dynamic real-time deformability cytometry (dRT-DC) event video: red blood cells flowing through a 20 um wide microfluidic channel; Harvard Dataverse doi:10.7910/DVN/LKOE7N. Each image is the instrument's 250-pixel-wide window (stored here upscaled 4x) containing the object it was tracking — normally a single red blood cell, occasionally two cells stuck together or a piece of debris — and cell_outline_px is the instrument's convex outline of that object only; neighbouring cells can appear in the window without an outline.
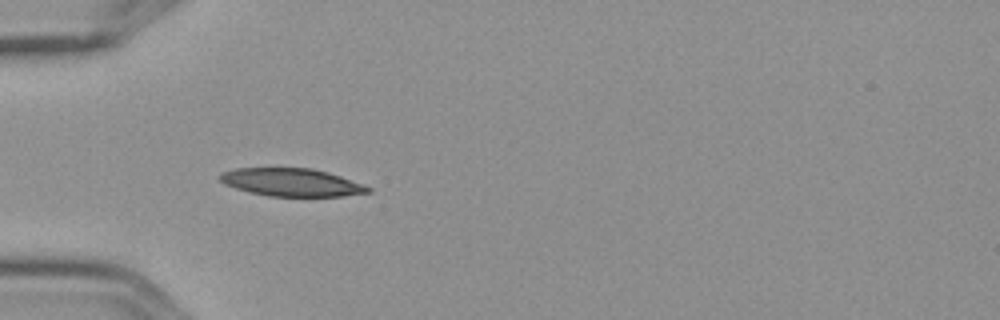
{"species": "Egyptian fruit bat (a non-hibernating species)", "species_latin": "Rousettus aegyptiacus", "temperature_condition": "cold", "stored_images_in_passage": 6, "camera_frame_rate_fps": 3000, "um_per_image_px": 0.085, "frame": {"image": 1, "passage_image": 5, "time_ms": 1.333, "image_size_px": [1000, 320], "cell_outline_px": [[372, 192], [344, 196], [268, 196], [248, 192], [224, 184], [220, 180], [220, 172], [236, 168], [312, 168], [328, 172], [364, 184], [372, 188]], "centroid_in_image_um": [24.8, 15.5], "position_along_channel_um": 60.2, "area_um2": 24.16}}
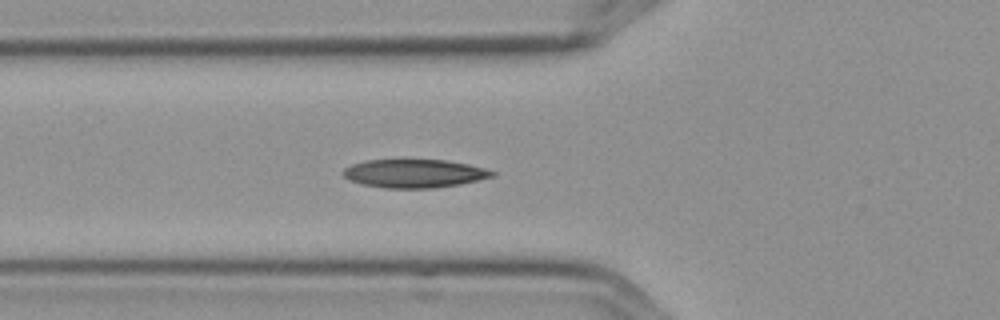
{"frame": {"image": 2, "passage_image": 6, "time_ms": 1.667, "image_size_px": [1000, 320], "cell_outline_px": [[496, 176], [460, 184], [432, 188], [384, 188], [364, 184], [348, 180], [340, 172], [344, 168], [352, 164], [368, 160], [444, 160], [468, 164], [484, 168], [496, 172]], "centroid_in_image_um": [35.21, 14.75], "position_along_channel_um": 90.6, "area_um2": 24.62}}